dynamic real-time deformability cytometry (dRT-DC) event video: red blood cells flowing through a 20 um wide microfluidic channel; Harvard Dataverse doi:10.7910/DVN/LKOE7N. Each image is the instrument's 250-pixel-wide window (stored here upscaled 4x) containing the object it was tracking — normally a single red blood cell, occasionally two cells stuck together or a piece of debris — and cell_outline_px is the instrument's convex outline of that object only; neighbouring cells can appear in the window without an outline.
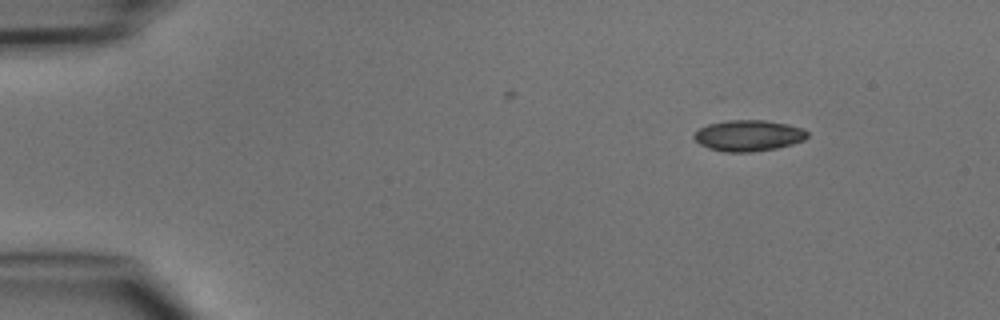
{"species": "common noctule bat (a hibernating species)", "species_latin": "Nyctalus noctula", "temperature_condition": "cold", "stored_images_in_passage": 5, "camera_frame_rate_fps": 3000, "um_per_image_px": 0.085, "animal": {"sex": "male", "body_mass_g": 15.6}, "frame": {"image": 1, "passage_image": 1, "time_ms": 0.0, "image_size_px": [1000, 320], "cell_outline_px": [[808, 136], [804, 140], [792, 144], [776, 148], [752, 152], [724, 152], [708, 148], [700, 144], [692, 136], [700, 128], [708, 124], [728, 120], [764, 120], [788, 124], [804, 128], [808, 132]], "centroid_in_image_um": [63.64, 11.52], "position_along_channel_um": 21.4, "area_um2": 20.58}}